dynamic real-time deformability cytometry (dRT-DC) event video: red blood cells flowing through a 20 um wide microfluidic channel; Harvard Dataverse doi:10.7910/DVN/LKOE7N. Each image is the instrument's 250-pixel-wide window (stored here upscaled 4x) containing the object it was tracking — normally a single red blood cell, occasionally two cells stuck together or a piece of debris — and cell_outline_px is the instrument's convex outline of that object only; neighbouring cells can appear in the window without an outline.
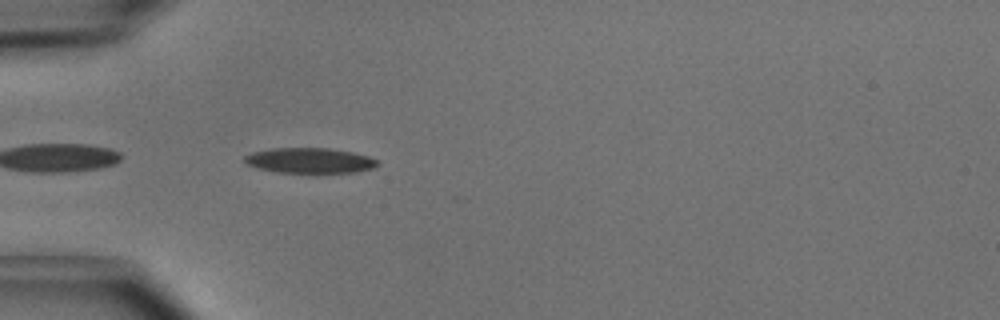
{"species": "common noctule bat (a hibernating species)", "species_latin": "Nyctalus noctula", "temperature_condition": "cold", "stored_images_in_passage": 4, "camera_frame_rate_fps": 3000, "um_per_image_px": 0.085, "animal": {"sex": "male", "body_mass_g": 15.6}, "frame": {"image": 1, "passage_image": 4, "time_ms": 1.0, "image_size_px": [1000, 320], "cell_outline_px": [[380, 164], [372, 168], [356, 172], [276, 172], [260, 168], [248, 164], [244, 160], [244, 156], [252, 152], [272, 148], [328, 148], [352, 152], [368, 156], [380, 160]], "centroid_in_image_um": [26.36, 13.63], "position_along_channel_um": 58.6, "area_um2": 19.42}}